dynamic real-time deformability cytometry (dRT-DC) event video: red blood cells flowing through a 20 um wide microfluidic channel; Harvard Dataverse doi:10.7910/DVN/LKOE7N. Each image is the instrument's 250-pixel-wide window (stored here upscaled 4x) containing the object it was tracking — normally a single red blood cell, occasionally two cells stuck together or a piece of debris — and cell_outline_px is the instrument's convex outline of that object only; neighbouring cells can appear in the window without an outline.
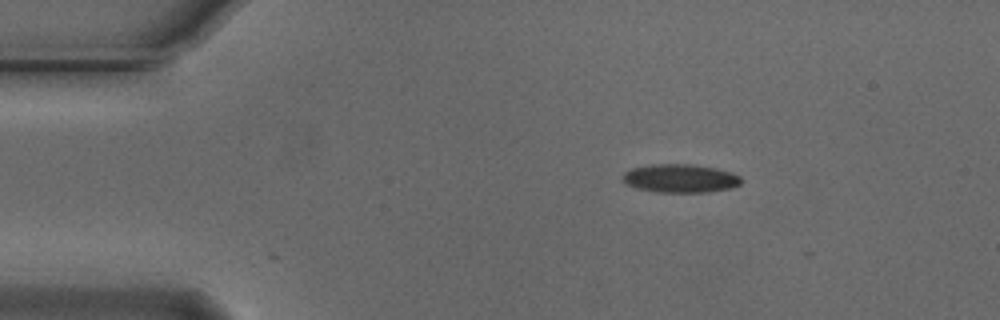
{"species": "Egyptian fruit bat (a non-hibernating species)", "species_latin": "Rousettus aegyptiacus", "temperature_condition": "cold", "stored_images_in_passage": 4, "camera_frame_rate_fps": 3000, "um_per_image_px": 0.085, "animal": {"sex": "male"}, "frame": {"image": 1, "passage_image": 4, "time_ms": 1.0, "image_size_px": [1000, 320], "cell_outline_px": [[740, 184], [728, 188], [708, 192], [656, 192], [636, 188], [628, 184], [624, 180], [624, 172], [632, 168], [652, 164], [692, 164], [716, 168], [732, 172], [740, 176]], "centroid_in_image_um": [57.83, 15.15], "position_along_channel_um": 27.2, "area_um2": 19.48}}